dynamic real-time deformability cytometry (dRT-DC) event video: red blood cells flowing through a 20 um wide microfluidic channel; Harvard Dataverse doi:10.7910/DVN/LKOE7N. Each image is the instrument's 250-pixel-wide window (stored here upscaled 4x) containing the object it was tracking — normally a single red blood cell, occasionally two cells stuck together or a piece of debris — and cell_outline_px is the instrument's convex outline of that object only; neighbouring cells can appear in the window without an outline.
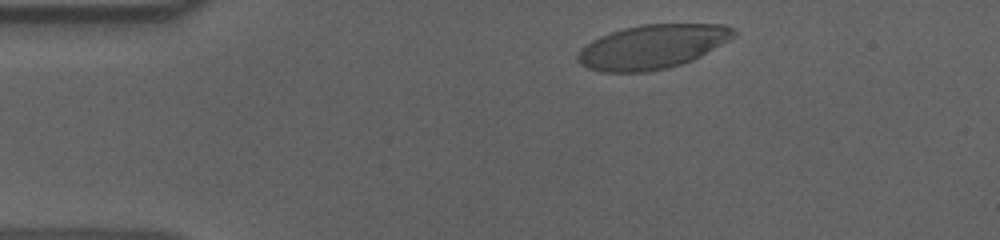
{"species": "human", "species_latin": "Homo sapiens", "temperature_condition": "cold", "stored_images_in_passage": 42, "camera_frame_rate_fps": 3000, "um_per_image_px": 0.085, "donor": {"sex": "male"}, "frame": {"image": 1, "passage_image": 3, "time_ms": 0.667, "image_size_px": [1000, 240], "cell_outline_px": [[736, 36], [700, 56], [692, 60], [668, 68], [644, 72], [600, 72], [588, 68], [580, 64], [576, 60], [576, 56], [580, 48], [592, 40], [600, 36], [624, 28], [644, 24], [724, 24], [732, 28], [736, 32]], "centroid_in_image_um": [55.41, 3.97], "position_along_channel_um": 29.6, "area_um2": 40.06}}
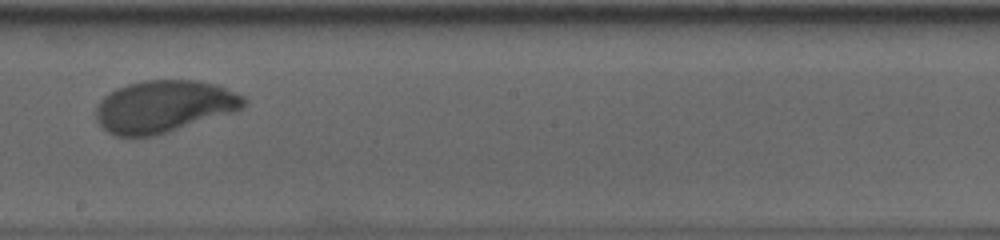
{"frame": {"image": 2, "passage_image": 25, "time_ms": 8.0, "image_size_px": [1000, 240], "cell_outline_px": [[248, 100], [244, 108], [232, 112], [156, 136], [116, 136], [108, 132], [96, 120], [96, 108], [100, 100], [104, 96], [116, 88], [128, 84], [144, 80], [196, 80], [216, 84], [244, 96]], "centroid_in_image_um": [13.94, 9.04], "position_along_channel_um": 234.3, "area_um2": 44.91}}
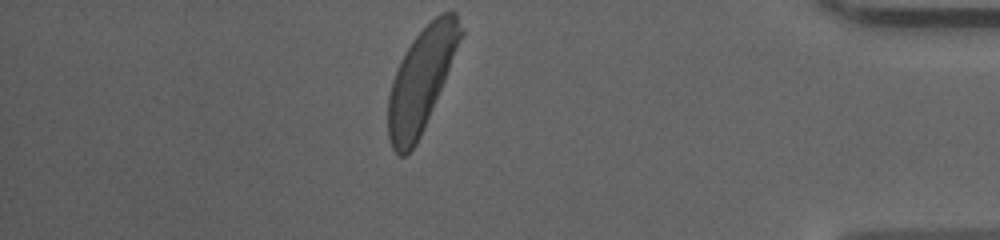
{"frame": {"image": 3, "passage_image": 42, "time_ms": 13.667, "image_size_px": [1000, 240], "cell_outline_px": [[464, 32], [444, 80], [420, 136], [416, 144], [404, 156], [400, 156], [392, 148], [388, 136], [388, 96], [392, 80], [400, 60], [404, 52], [412, 40], [440, 12], [456, 12]], "centroid_in_image_um": [35.78, 6.77], "position_along_channel_um": 399.4, "area_um2": 42.48}, "authors_computed_cell_mechanics": {"area_um2": 43.928, "velocity_mm_per_s": 3.5868, "shape_relaxation_time_tau1_ms": 2.9714, "shape_relaxation_time_tau2_ms": null, "deformation_change_tau1": 0.1649, "deformation_change_tau2": null}}